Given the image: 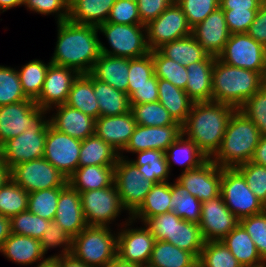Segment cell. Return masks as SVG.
<instances>
[{"instance_id": "6da1fadb", "label": "cell", "mask_w": 266, "mask_h": 267, "mask_svg": "<svg viewBox=\"0 0 266 267\" xmlns=\"http://www.w3.org/2000/svg\"><path fill=\"white\" fill-rule=\"evenodd\" d=\"M57 31L51 64L72 68L79 74L91 73L101 54L98 28L66 20L57 23Z\"/></svg>"}, {"instance_id": "7a4b0ae2", "label": "cell", "mask_w": 266, "mask_h": 267, "mask_svg": "<svg viewBox=\"0 0 266 267\" xmlns=\"http://www.w3.org/2000/svg\"><path fill=\"white\" fill-rule=\"evenodd\" d=\"M236 109L219 102L193 103L182 124V135L193 141L211 159L221 146L230 116Z\"/></svg>"}, {"instance_id": "3957f363", "label": "cell", "mask_w": 266, "mask_h": 267, "mask_svg": "<svg viewBox=\"0 0 266 267\" xmlns=\"http://www.w3.org/2000/svg\"><path fill=\"white\" fill-rule=\"evenodd\" d=\"M265 85L259 73L234 67L215 58L212 71V101L239 109Z\"/></svg>"}, {"instance_id": "277c9868", "label": "cell", "mask_w": 266, "mask_h": 267, "mask_svg": "<svg viewBox=\"0 0 266 267\" xmlns=\"http://www.w3.org/2000/svg\"><path fill=\"white\" fill-rule=\"evenodd\" d=\"M260 137L258 127L236 109L229 118L221 146L211 160L221 168H236L249 162Z\"/></svg>"}, {"instance_id": "5b68a950", "label": "cell", "mask_w": 266, "mask_h": 267, "mask_svg": "<svg viewBox=\"0 0 266 267\" xmlns=\"http://www.w3.org/2000/svg\"><path fill=\"white\" fill-rule=\"evenodd\" d=\"M110 227L87 225L72 238L70 253L89 267H104L117 256V232Z\"/></svg>"}, {"instance_id": "8992f818", "label": "cell", "mask_w": 266, "mask_h": 267, "mask_svg": "<svg viewBox=\"0 0 266 267\" xmlns=\"http://www.w3.org/2000/svg\"><path fill=\"white\" fill-rule=\"evenodd\" d=\"M109 43L108 49L100 40V52L118 57L140 58L150 50L146 40V27L141 24L126 25L104 22L98 27Z\"/></svg>"}, {"instance_id": "52a82bcc", "label": "cell", "mask_w": 266, "mask_h": 267, "mask_svg": "<svg viewBox=\"0 0 266 267\" xmlns=\"http://www.w3.org/2000/svg\"><path fill=\"white\" fill-rule=\"evenodd\" d=\"M45 112L31 127L0 147V158L11 169L19 163L43 158L45 139L49 124Z\"/></svg>"}, {"instance_id": "ba28073f", "label": "cell", "mask_w": 266, "mask_h": 267, "mask_svg": "<svg viewBox=\"0 0 266 267\" xmlns=\"http://www.w3.org/2000/svg\"><path fill=\"white\" fill-rule=\"evenodd\" d=\"M220 194L225 205L239 220L266 209L249 189L246 179L237 168H222Z\"/></svg>"}, {"instance_id": "9c48e42d", "label": "cell", "mask_w": 266, "mask_h": 267, "mask_svg": "<svg viewBox=\"0 0 266 267\" xmlns=\"http://www.w3.org/2000/svg\"><path fill=\"white\" fill-rule=\"evenodd\" d=\"M114 183L120 196L121 204L131 216L142 204L152 189L153 182L147 180L137 166L129 161L128 156H119L114 166Z\"/></svg>"}, {"instance_id": "30bf717a", "label": "cell", "mask_w": 266, "mask_h": 267, "mask_svg": "<svg viewBox=\"0 0 266 267\" xmlns=\"http://www.w3.org/2000/svg\"><path fill=\"white\" fill-rule=\"evenodd\" d=\"M217 58L228 65L259 72L266 79V47L247 33L231 34Z\"/></svg>"}, {"instance_id": "8fae6325", "label": "cell", "mask_w": 266, "mask_h": 267, "mask_svg": "<svg viewBox=\"0 0 266 267\" xmlns=\"http://www.w3.org/2000/svg\"><path fill=\"white\" fill-rule=\"evenodd\" d=\"M79 194L86 223L90 226L109 227L120 217L122 211H126L121 204L115 183L109 187Z\"/></svg>"}, {"instance_id": "7c38bea8", "label": "cell", "mask_w": 266, "mask_h": 267, "mask_svg": "<svg viewBox=\"0 0 266 267\" xmlns=\"http://www.w3.org/2000/svg\"><path fill=\"white\" fill-rule=\"evenodd\" d=\"M10 176L28 193L68 184L67 178L45 158L15 165L10 169Z\"/></svg>"}, {"instance_id": "4fadbf2b", "label": "cell", "mask_w": 266, "mask_h": 267, "mask_svg": "<svg viewBox=\"0 0 266 267\" xmlns=\"http://www.w3.org/2000/svg\"><path fill=\"white\" fill-rule=\"evenodd\" d=\"M145 27L150 51L157 50L165 43L187 37L191 35L192 31L182 7L177 2H173Z\"/></svg>"}, {"instance_id": "5bb4252c", "label": "cell", "mask_w": 266, "mask_h": 267, "mask_svg": "<svg viewBox=\"0 0 266 267\" xmlns=\"http://www.w3.org/2000/svg\"><path fill=\"white\" fill-rule=\"evenodd\" d=\"M121 223L117 224L122 226L117 231V256L136 265L148 264L156 241L154 236L143 223L141 227L132 228L135 221L130 216Z\"/></svg>"}, {"instance_id": "9a60e30c", "label": "cell", "mask_w": 266, "mask_h": 267, "mask_svg": "<svg viewBox=\"0 0 266 267\" xmlns=\"http://www.w3.org/2000/svg\"><path fill=\"white\" fill-rule=\"evenodd\" d=\"M82 141L62 133L48 124L44 155L67 179L79 167Z\"/></svg>"}, {"instance_id": "2e32d148", "label": "cell", "mask_w": 266, "mask_h": 267, "mask_svg": "<svg viewBox=\"0 0 266 267\" xmlns=\"http://www.w3.org/2000/svg\"><path fill=\"white\" fill-rule=\"evenodd\" d=\"M176 181L201 202L220 195L222 168L211 159L199 167L179 174Z\"/></svg>"}, {"instance_id": "e0dca14e", "label": "cell", "mask_w": 266, "mask_h": 267, "mask_svg": "<svg viewBox=\"0 0 266 267\" xmlns=\"http://www.w3.org/2000/svg\"><path fill=\"white\" fill-rule=\"evenodd\" d=\"M238 224L239 219L225 205L221 194L202 202L198 225L205 241H221Z\"/></svg>"}, {"instance_id": "ac0fdd59", "label": "cell", "mask_w": 266, "mask_h": 267, "mask_svg": "<svg viewBox=\"0 0 266 267\" xmlns=\"http://www.w3.org/2000/svg\"><path fill=\"white\" fill-rule=\"evenodd\" d=\"M44 113L33 99L0 106V147L29 129Z\"/></svg>"}, {"instance_id": "d6986e66", "label": "cell", "mask_w": 266, "mask_h": 267, "mask_svg": "<svg viewBox=\"0 0 266 267\" xmlns=\"http://www.w3.org/2000/svg\"><path fill=\"white\" fill-rule=\"evenodd\" d=\"M79 73L72 68L50 64L40 95L34 100L44 112L66 104L70 88Z\"/></svg>"}, {"instance_id": "ffe728a7", "label": "cell", "mask_w": 266, "mask_h": 267, "mask_svg": "<svg viewBox=\"0 0 266 267\" xmlns=\"http://www.w3.org/2000/svg\"><path fill=\"white\" fill-rule=\"evenodd\" d=\"M181 135L182 125H167L164 127L136 125L128 144L119 156H123L125 152L134 154L149 149L166 152L168 147Z\"/></svg>"}, {"instance_id": "44dd1931", "label": "cell", "mask_w": 266, "mask_h": 267, "mask_svg": "<svg viewBox=\"0 0 266 267\" xmlns=\"http://www.w3.org/2000/svg\"><path fill=\"white\" fill-rule=\"evenodd\" d=\"M191 35L208 55L218 57L231 33L228 30L224 11L218 7L202 22L192 28Z\"/></svg>"}, {"instance_id": "7402d4cb", "label": "cell", "mask_w": 266, "mask_h": 267, "mask_svg": "<svg viewBox=\"0 0 266 267\" xmlns=\"http://www.w3.org/2000/svg\"><path fill=\"white\" fill-rule=\"evenodd\" d=\"M51 110L55 112L49 115V123L56 130L81 141L95 134V119L80 110L66 104L55 106L47 113Z\"/></svg>"}, {"instance_id": "603a6c76", "label": "cell", "mask_w": 266, "mask_h": 267, "mask_svg": "<svg viewBox=\"0 0 266 267\" xmlns=\"http://www.w3.org/2000/svg\"><path fill=\"white\" fill-rule=\"evenodd\" d=\"M136 125L132 111L118 116H101L95 120V134L120 154Z\"/></svg>"}, {"instance_id": "cb8c5ba5", "label": "cell", "mask_w": 266, "mask_h": 267, "mask_svg": "<svg viewBox=\"0 0 266 267\" xmlns=\"http://www.w3.org/2000/svg\"><path fill=\"white\" fill-rule=\"evenodd\" d=\"M54 221L71 238L77 236L88 225L83 214L80 194L69 184L60 192Z\"/></svg>"}, {"instance_id": "d4e9b609", "label": "cell", "mask_w": 266, "mask_h": 267, "mask_svg": "<svg viewBox=\"0 0 266 267\" xmlns=\"http://www.w3.org/2000/svg\"><path fill=\"white\" fill-rule=\"evenodd\" d=\"M215 58L207 55L202 61L186 67L188 78L185 91L194 103L212 101V71Z\"/></svg>"}, {"instance_id": "484cf974", "label": "cell", "mask_w": 266, "mask_h": 267, "mask_svg": "<svg viewBox=\"0 0 266 267\" xmlns=\"http://www.w3.org/2000/svg\"><path fill=\"white\" fill-rule=\"evenodd\" d=\"M0 253L12 263L23 266L38 265L47 259L44 257L39 239L20 234L11 233L3 243Z\"/></svg>"}, {"instance_id": "4316f807", "label": "cell", "mask_w": 266, "mask_h": 267, "mask_svg": "<svg viewBox=\"0 0 266 267\" xmlns=\"http://www.w3.org/2000/svg\"><path fill=\"white\" fill-rule=\"evenodd\" d=\"M130 58L101 53L95 61L91 74L116 90L127 94Z\"/></svg>"}, {"instance_id": "83f0119b", "label": "cell", "mask_w": 266, "mask_h": 267, "mask_svg": "<svg viewBox=\"0 0 266 267\" xmlns=\"http://www.w3.org/2000/svg\"><path fill=\"white\" fill-rule=\"evenodd\" d=\"M115 2L116 0H69L68 20L98 27L107 22Z\"/></svg>"}, {"instance_id": "f1b7e54d", "label": "cell", "mask_w": 266, "mask_h": 267, "mask_svg": "<svg viewBox=\"0 0 266 267\" xmlns=\"http://www.w3.org/2000/svg\"><path fill=\"white\" fill-rule=\"evenodd\" d=\"M114 166L89 165L78 167L67 179V182L79 193L109 187L114 183Z\"/></svg>"}, {"instance_id": "f546056e", "label": "cell", "mask_w": 266, "mask_h": 267, "mask_svg": "<svg viewBox=\"0 0 266 267\" xmlns=\"http://www.w3.org/2000/svg\"><path fill=\"white\" fill-rule=\"evenodd\" d=\"M221 241L239 261L242 267L257 266L266 263L261 258L253 239L240 223Z\"/></svg>"}, {"instance_id": "4dcf8cb0", "label": "cell", "mask_w": 266, "mask_h": 267, "mask_svg": "<svg viewBox=\"0 0 266 267\" xmlns=\"http://www.w3.org/2000/svg\"><path fill=\"white\" fill-rule=\"evenodd\" d=\"M158 101L168 110L173 120L181 125L188 117L194 103L185 90L161 78H158Z\"/></svg>"}, {"instance_id": "1f68e13d", "label": "cell", "mask_w": 266, "mask_h": 267, "mask_svg": "<svg viewBox=\"0 0 266 267\" xmlns=\"http://www.w3.org/2000/svg\"><path fill=\"white\" fill-rule=\"evenodd\" d=\"M66 105L94 118L100 117L99 105L93 91V75L79 74L74 80Z\"/></svg>"}, {"instance_id": "d6a6232c", "label": "cell", "mask_w": 266, "mask_h": 267, "mask_svg": "<svg viewBox=\"0 0 266 267\" xmlns=\"http://www.w3.org/2000/svg\"><path fill=\"white\" fill-rule=\"evenodd\" d=\"M93 91L101 116H118L131 111L129 96L93 76Z\"/></svg>"}, {"instance_id": "836d02e7", "label": "cell", "mask_w": 266, "mask_h": 267, "mask_svg": "<svg viewBox=\"0 0 266 267\" xmlns=\"http://www.w3.org/2000/svg\"><path fill=\"white\" fill-rule=\"evenodd\" d=\"M148 264L153 267H198V258L172 243L156 240Z\"/></svg>"}, {"instance_id": "e575fe53", "label": "cell", "mask_w": 266, "mask_h": 267, "mask_svg": "<svg viewBox=\"0 0 266 267\" xmlns=\"http://www.w3.org/2000/svg\"><path fill=\"white\" fill-rule=\"evenodd\" d=\"M165 155L170 173L173 164L184 167L181 172L183 173L199 167L208 159L193 141L187 139L183 135L168 147Z\"/></svg>"}, {"instance_id": "d590c367", "label": "cell", "mask_w": 266, "mask_h": 267, "mask_svg": "<svg viewBox=\"0 0 266 267\" xmlns=\"http://www.w3.org/2000/svg\"><path fill=\"white\" fill-rule=\"evenodd\" d=\"M170 201L171 182L156 183L130 218L135 222L140 220L143 223L149 217L170 212Z\"/></svg>"}, {"instance_id": "8d00e7d4", "label": "cell", "mask_w": 266, "mask_h": 267, "mask_svg": "<svg viewBox=\"0 0 266 267\" xmlns=\"http://www.w3.org/2000/svg\"><path fill=\"white\" fill-rule=\"evenodd\" d=\"M136 159H129L139 172L145 175V178L154 184L160 182H168L170 179V171L166 159L165 152L157 149H149L134 153Z\"/></svg>"}, {"instance_id": "74e56055", "label": "cell", "mask_w": 266, "mask_h": 267, "mask_svg": "<svg viewBox=\"0 0 266 267\" xmlns=\"http://www.w3.org/2000/svg\"><path fill=\"white\" fill-rule=\"evenodd\" d=\"M119 153L96 134L82 141L79 167L115 165Z\"/></svg>"}, {"instance_id": "f35d334b", "label": "cell", "mask_w": 266, "mask_h": 267, "mask_svg": "<svg viewBox=\"0 0 266 267\" xmlns=\"http://www.w3.org/2000/svg\"><path fill=\"white\" fill-rule=\"evenodd\" d=\"M158 50L185 67L202 61L208 55L192 35L165 43Z\"/></svg>"}, {"instance_id": "ab89813d", "label": "cell", "mask_w": 266, "mask_h": 267, "mask_svg": "<svg viewBox=\"0 0 266 267\" xmlns=\"http://www.w3.org/2000/svg\"><path fill=\"white\" fill-rule=\"evenodd\" d=\"M174 246L187 250L199 258L205 240L197 223L185 221L174 213L172 242Z\"/></svg>"}, {"instance_id": "60d3db41", "label": "cell", "mask_w": 266, "mask_h": 267, "mask_svg": "<svg viewBox=\"0 0 266 267\" xmlns=\"http://www.w3.org/2000/svg\"><path fill=\"white\" fill-rule=\"evenodd\" d=\"M202 202L192 196L188 190L176 180L171 183L170 211L185 221L199 224Z\"/></svg>"}, {"instance_id": "b9f144b4", "label": "cell", "mask_w": 266, "mask_h": 267, "mask_svg": "<svg viewBox=\"0 0 266 267\" xmlns=\"http://www.w3.org/2000/svg\"><path fill=\"white\" fill-rule=\"evenodd\" d=\"M50 64L33 59L17 69L22 90L29 99L35 100L40 95Z\"/></svg>"}, {"instance_id": "7bdbcfd3", "label": "cell", "mask_w": 266, "mask_h": 267, "mask_svg": "<svg viewBox=\"0 0 266 267\" xmlns=\"http://www.w3.org/2000/svg\"><path fill=\"white\" fill-rule=\"evenodd\" d=\"M130 105L137 125L158 127L181 125L173 120L159 101Z\"/></svg>"}, {"instance_id": "ee69618b", "label": "cell", "mask_w": 266, "mask_h": 267, "mask_svg": "<svg viewBox=\"0 0 266 267\" xmlns=\"http://www.w3.org/2000/svg\"><path fill=\"white\" fill-rule=\"evenodd\" d=\"M29 193L9 179L0 189V214L11 218L28 210Z\"/></svg>"}, {"instance_id": "f6af8a7d", "label": "cell", "mask_w": 266, "mask_h": 267, "mask_svg": "<svg viewBox=\"0 0 266 267\" xmlns=\"http://www.w3.org/2000/svg\"><path fill=\"white\" fill-rule=\"evenodd\" d=\"M198 267H242L222 241H205Z\"/></svg>"}, {"instance_id": "bcb514c9", "label": "cell", "mask_w": 266, "mask_h": 267, "mask_svg": "<svg viewBox=\"0 0 266 267\" xmlns=\"http://www.w3.org/2000/svg\"><path fill=\"white\" fill-rule=\"evenodd\" d=\"M152 59L157 78L167 80L177 88L185 90L188 78L185 66L165 57L158 49L152 50Z\"/></svg>"}, {"instance_id": "7dc6e473", "label": "cell", "mask_w": 266, "mask_h": 267, "mask_svg": "<svg viewBox=\"0 0 266 267\" xmlns=\"http://www.w3.org/2000/svg\"><path fill=\"white\" fill-rule=\"evenodd\" d=\"M63 188L57 187L30 192L28 210L43 219L54 221L58 198Z\"/></svg>"}, {"instance_id": "c3c4849f", "label": "cell", "mask_w": 266, "mask_h": 267, "mask_svg": "<svg viewBox=\"0 0 266 267\" xmlns=\"http://www.w3.org/2000/svg\"><path fill=\"white\" fill-rule=\"evenodd\" d=\"M28 99L22 90L16 68L0 65V106Z\"/></svg>"}, {"instance_id": "681fc988", "label": "cell", "mask_w": 266, "mask_h": 267, "mask_svg": "<svg viewBox=\"0 0 266 267\" xmlns=\"http://www.w3.org/2000/svg\"><path fill=\"white\" fill-rule=\"evenodd\" d=\"M50 222L26 210L10 218L11 233L40 240Z\"/></svg>"}, {"instance_id": "f907efd6", "label": "cell", "mask_w": 266, "mask_h": 267, "mask_svg": "<svg viewBox=\"0 0 266 267\" xmlns=\"http://www.w3.org/2000/svg\"><path fill=\"white\" fill-rule=\"evenodd\" d=\"M154 74L152 51L140 58H130L127 95L130 96L134 92V87L151 84Z\"/></svg>"}, {"instance_id": "816d5d0a", "label": "cell", "mask_w": 266, "mask_h": 267, "mask_svg": "<svg viewBox=\"0 0 266 267\" xmlns=\"http://www.w3.org/2000/svg\"><path fill=\"white\" fill-rule=\"evenodd\" d=\"M39 241L41 242L42 252L44 255L47 254V251L51 248H62L60 250V254L58 253L52 256L50 255L47 258H58L63 255H68L71 252L72 238L55 221H51L48 224L45 233L42 235Z\"/></svg>"}, {"instance_id": "f5cc1de1", "label": "cell", "mask_w": 266, "mask_h": 267, "mask_svg": "<svg viewBox=\"0 0 266 267\" xmlns=\"http://www.w3.org/2000/svg\"><path fill=\"white\" fill-rule=\"evenodd\" d=\"M266 135V84L252 95L239 109Z\"/></svg>"}, {"instance_id": "db71d44e", "label": "cell", "mask_w": 266, "mask_h": 267, "mask_svg": "<svg viewBox=\"0 0 266 267\" xmlns=\"http://www.w3.org/2000/svg\"><path fill=\"white\" fill-rule=\"evenodd\" d=\"M236 168L243 174L249 189L266 206V167L249 161Z\"/></svg>"}, {"instance_id": "11a10c76", "label": "cell", "mask_w": 266, "mask_h": 267, "mask_svg": "<svg viewBox=\"0 0 266 267\" xmlns=\"http://www.w3.org/2000/svg\"><path fill=\"white\" fill-rule=\"evenodd\" d=\"M239 223L253 239L261 258L266 262V209L240 219Z\"/></svg>"}, {"instance_id": "9f6ffc18", "label": "cell", "mask_w": 266, "mask_h": 267, "mask_svg": "<svg viewBox=\"0 0 266 267\" xmlns=\"http://www.w3.org/2000/svg\"><path fill=\"white\" fill-rule=\"evenodd\" d=\"M177 3L182 7L191 28L220 7V0H178Z\"/></svg>"}, {"instance_id": "6f0895ef", "label": "cell", "mask_w": 266, "mask_h": 267, "mask_svg": "<svg viewBox=\"0 0 266 267\" xmlns=\"http://www.w3.org/2000/svg\"><path fill=\"white\" fill-rule=\"evenodd\" d=\"M69 0H24L23 6L41 15H54L56 23L68 20Z\"/></svg>"}, {"instance_id": "680465c9", "label": "cell", "mask_w": 266, "mask_h": 267, "mask_svg": "<svg viewBox=\"0 0 266 267\" xmlns=\"http://www.w3.org/2000/svg\"><path fill=\"white\" fill-rule=\"evenodd\" d=\"M107 22L126 25L141 24L137 1L116 0L110 10Z\"/></svg>"}, {"instance_id": "91938a15", "label": "cell", "mask_w": 266, "mask_h": 267, "mask_svg": "<svg viewBox=\"0 0 266 267\" xmlns=\"http://www.w3.org/2000/svg\"><path fill=\"white\" fill-rule=\"evenodd\" d=\"M143 224L152 233L155 240L172 242V230L174 229L173 211L149 217Z\"/></svg>"}, {"instance_id": "94428289", "label": "cell", "mask_w": 266, "mask_h": 267, "mask_svg": "<svg viewBox=\"0 0 266 267\" xmlns=\"http://www.w3.org/2000/svg\"><path fill=\"white\" fill-rule=\"evenodd\" d=\"M259 9L223 10L231 34L247 33Z\"/></svg>"}, {"instance_id": "6125c7cd", "label": "cell", "mask_w": 266, "mask_h": 267, "mask_svg": "<svg viewBox=\"0 0 266 267\" xmlns=\"http://www.w3.org/2000/svg\"><path fill=\"white\" fill-rule=\"evenodd\" d=\"M173 0H137L141 25H147L164 12Z\"/></svg>"}, {"instance_id": "be15d7a7", "label": "cell", "mask_w": 266, "mask_h": 267, "mask_svg": "<svg viewBox=\"0 0 266 267\" xmlns=\"http://www.w3.org/2000/svg\"><path fill=\"white\" fill-rule=\"evenodd\" d=\"M130 104H144L158 101V78L154 74L151 84L134 87V92L129 96Z\"/></svg>"}, {"instance_id": "e7e4bbea", "label": "cell", "mask_w": 266, "mask_h": 267, "mask_svg": "<svg viewBox=\"0 0 266 267\" xmlns=\"http://www.w3.org/2000/svg\"><path fill=\"white\" fill-rule=\"evenodd\" d=\"M247 34L266 47V1H262Z\"/></svg>"}, {"instance_id": "03108f58", "label": "cell", "mask_w": 266, "mask_h": 267, "mask_svg": "<svg viewBox=\"0 0 266 267\" xmlns=\"http://www.w3.org/2000/svg\"><path fill=\"white\" fill-rule=\"evenodd\" d=\"M262 0H220L222 10L259 9Z\"/></svg>"}, {"instance_id": "003e7915", "label": "cell", "mask_w": 266, "mask_h": 267, "mask_svg": "<svg viewBox=\"0 0 266 267\" xmlns=\"http://www.w3.org/2000/svg\"><path fill=\"white\" fill-rule=\"evenodd\" d=\"M251 162L266 167V135H261Z\"/></svg>"}, {"instance_id": "a7ac6f4b", "label": "cell", "mask_w": 266, "mask_h": 267, "mask_svg": "<svg viewBox=\"0 0 266 267\" xmlns=\"http://www.w3.org/2000/svg\"><path fill=\"white\" fill-rule=\"evenodd\" d=\"M11 235L10 218L0 214V249L5 240Z\"/></svg>"}, {"instance_id": "89a4df30", "label": "cell", "mask_w": 266, "mask_h": 267, "mask_svg": "<svg viewBox=\"0 0 266 267\" xmlns=\"http://www.w3.org/2000/svg\"><path fill=\"white\" fill-rule=\"evenodd\" d=\"M59 267H89L79 259L75 258L71 253L59 257Z\"/></svg>"}, {"instance_id": "2644e50d", "label": "cell", "mask_w": 266, "mask_h": 267, "mask_svg": "<svg viewBox=\"0 0 266 267\" xmlns=\"http://www.w3.org/2000/svg\"><path fill=\"white\" fill-rule=\"evenodd\" d=\"M9 179H11L10 168L7 166L5 161L0 158V189Z\"/></svg>"}, {"instance_id": "8c879c8a", "label": "cell", "mask_w": 266, "mask_h": 267, "mask_svg": "<svg viewBox=\"0 0 266 267\" xmlns=\"http://www.w3.org/2000/svg\"><path fill=\"white\" fill-rule=\"evenodd\" d=\"M24 0H0V13L7 11L8 9H13L14 7H20L23 5Z\"/></svg>"}, {"instance_id": "753ad0ef", "label": "cell", "mask_w": 266, "mask_h": 267, "mask_svg": "<svg viewBox=\"0 0 266 267\" xmlns=\"http://www.w3.org/2000/svg\"><path fill=\"white\" fill-rule=\"evenodd\" d=\"M104 267H138V265L125 262L121 260L118 256H116L111 262H109Z\"/></svg>"}, {"instance_id": "34e18365", "label": "cell", "mask_w": 266, "mask_h": 267, "mask_svg": "<svg viewBox=\"0 0 266 267\" xmlns=\"http://www.w3.org/2000/svg\"><path fill=\"white\" fill-rule=\"evenodd\" d=\"M35 266L36 267H59V257L58 258H47L45 261Z\"/></svg>"}, {"instance_id": "11e5206c", "label": "cell", "mask_w": 266, "mask_h": 267, "mask_svg": "<svg viewBox=\"0 0 266 267\" xmlns=\"http://www.w3.org/2000/svg\"><path fill=\"white\" fill-rule=\"evenodd\" d=\"M138 267H153V266H151L149 264H142V265H138Z\"/></svg>"}, {"instance_id": "2a66077c", "label": "cell", "mask_w": 266, "mask_h": 267, "mask_svg": "<svg viewBox=\"0 0 266 267\" xmlns=\"http://www.w3.org/2000/svg\"><path fill=\"white\" fill-rule=\"evenodd\" d=\"M247 267H266V263L262 264V265H257V266H247Z\"/></svg>"}]
</instances>
